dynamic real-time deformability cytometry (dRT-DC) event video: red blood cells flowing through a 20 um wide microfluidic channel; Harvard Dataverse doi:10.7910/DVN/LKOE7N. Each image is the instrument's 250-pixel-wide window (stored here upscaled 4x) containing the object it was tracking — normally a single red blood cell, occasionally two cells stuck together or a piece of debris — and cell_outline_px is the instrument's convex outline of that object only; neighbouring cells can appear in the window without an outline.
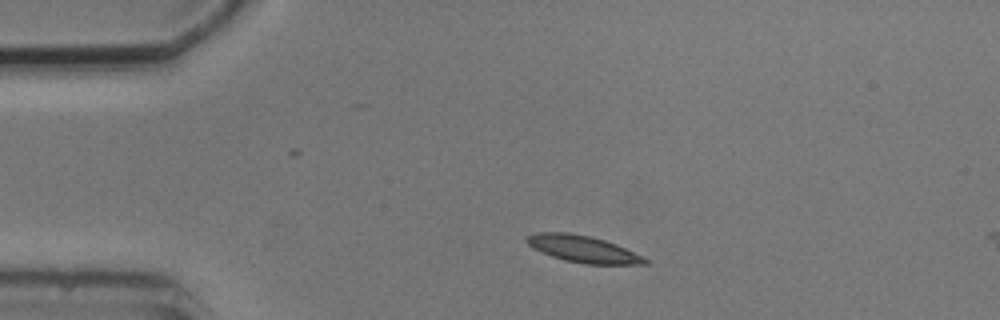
{"species": "common noctule bat (a hibernating species)", "species_latin": "Nyctalus noctula", "temperature_condition": "cold", "stored_images_in_passage": 3, "camera_frame_rate_fps": 3000, "um_per_image_px": 0.085, "animal": {"sex": "male", "body_mass_g": 20.5, "forearm_length_mm": 52.5}, "frame": {"image": 1, "passage_image": 1, "time_ms": 0.0, "image_size_px": [1000, 320], "cell_outline_px": [[648, 264], [584, 264], [564, 260], [552, 256], [532, 248], [524, 240], [528, 236], [536, 232], [568, 232], [588, 236], [604, 240], [616, 244], [644, 256], [648, 260]], "centroid_in_image_um": [49.55, 21.16], "position_along_channel_um": 35.5, "area_um2": 18.44}}